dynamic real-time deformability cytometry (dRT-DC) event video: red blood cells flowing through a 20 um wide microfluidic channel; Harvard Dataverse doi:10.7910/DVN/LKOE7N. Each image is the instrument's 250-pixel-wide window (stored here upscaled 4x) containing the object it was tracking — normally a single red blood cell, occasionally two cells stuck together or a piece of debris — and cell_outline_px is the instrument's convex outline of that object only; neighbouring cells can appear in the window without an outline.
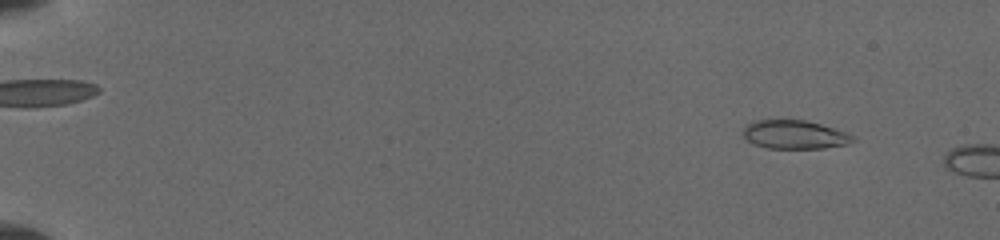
{"species": "common noctule bat (a hibernating species)", "species_latin": "Nyctalus noctula", "temperature_condition": "cold", "stored_images_in_passage": 8, "camera_frame_rate_fps": 3000, "um_per_image_px": 0.085, "animal": {"sex": "female", "body_mass_g": 19.5, "forearm_length_mm": 54.1}, "frame": {"image": 1, "passage_image": 4, "time_ms": 1.333, "image_size_px": [1000, 240], "cell_outline_px": [[856, 140], [848, 144], [824, 148], [768, 148], [752, 144], [744, 136], [744, 128], [752, 120], [804, 120], [820, 124], [856, 136]], "centroid_in_image_um": [67.55, 11.45], "position_along_channel_um": 17.5, "area_um2": 18.21}}